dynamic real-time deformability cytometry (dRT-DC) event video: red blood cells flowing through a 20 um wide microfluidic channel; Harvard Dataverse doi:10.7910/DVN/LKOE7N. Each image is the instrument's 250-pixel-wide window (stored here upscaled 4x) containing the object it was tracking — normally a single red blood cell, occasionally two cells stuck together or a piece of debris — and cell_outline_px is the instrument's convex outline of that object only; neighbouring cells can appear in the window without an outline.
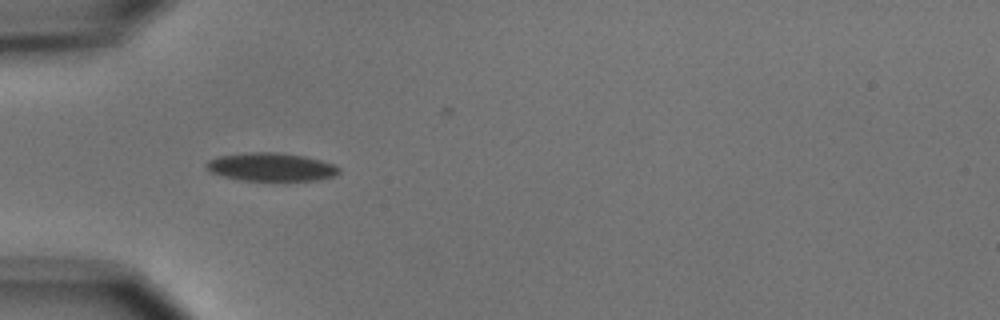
{"species": "common noctule bat (a hibernating species)", "species_latin": "Nyctalus noctula", "temperature_condition": "cold", "stored_images_in_passage": 2, "camera_frame_rate_fps": 3000, "um_per_image_px": 0.085, "animal": {"sex": "male", "body_mass_g": 15.6}, "frame": {"image": 1, "passage_image": 1, "time_ms": 0.0, "image_size_px": [1000, 320], "cell_outline_px": [[340, 172], [336, 176], [320, 180], [240, 180], [208, 172], [204, 164], [208, 160], [216, 156], [248, 152], [276, 152], [304, 156], [320, 160], [332, 164], [340, 168]], "centroid_in_image_um": [23.01, 14.19], "position_along_channel_um": 62.0, "area_um2": 21.96}}
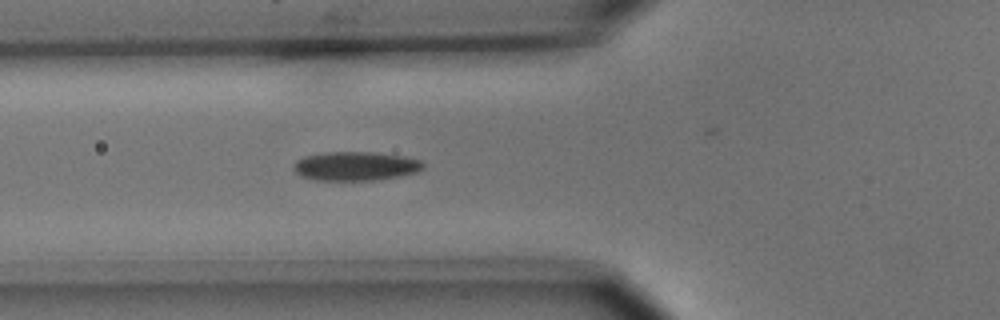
{"frame": {"image": 2, "passage_image": 2, "time_ms": 1.0, "image_size_px": [1000, 320], "cell_outline_px": [[424, 168], [416, 172], [396, 176], [372, 180], [316, 180], [300, 176], [292, 168], [292, 164], [296, 160], [304, 156], [328, 152], [376, 152], [404, 156], [420, 160], [424, 164]], "centroid_in_image_um": [30.18, 14.11], "position_along_channel_um": 95.6, "area_um2": 21.85}}